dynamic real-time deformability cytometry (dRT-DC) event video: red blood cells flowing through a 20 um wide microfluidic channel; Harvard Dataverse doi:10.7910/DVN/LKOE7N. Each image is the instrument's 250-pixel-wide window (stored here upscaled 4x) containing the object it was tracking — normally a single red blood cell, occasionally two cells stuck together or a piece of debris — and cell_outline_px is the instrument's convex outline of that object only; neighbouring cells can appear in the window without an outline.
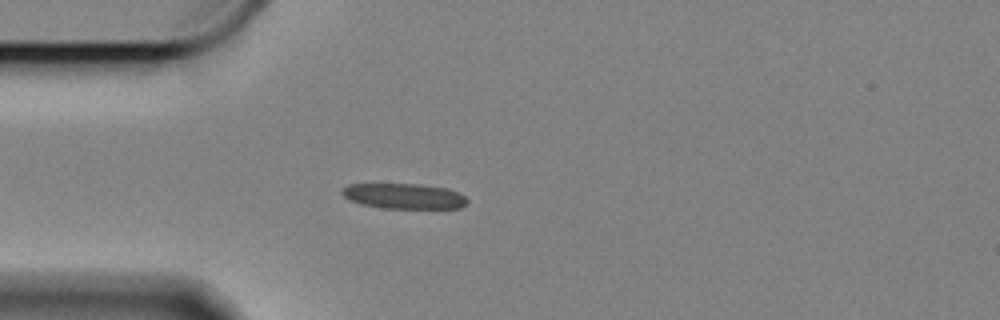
{"species": "Egyptian fruit bat (a non-hibernating species)", "species_latin": "Rousettus aegyptiacus", "temperature_condition": "cold", "stored_images_in_passage": 45, "camera_frame_rate_fps": 3000, "um_per_image_px": 0.085, "animal": {"sex": "female"}, "frame": {"image": 1, "passage_image": 1, "time_ms": 0.0, "image_size_px": [1000, 320], "cell_outline_px": [[468, 204], [460, 208], [380, 208], [360, 204], [348, 200], [340, 192], [348, 184], [416, 184], [448, 188], [460, 192], [468, 200]], "centroid_in_image_um": [34.35, 16.67], "position_along_channel_um": 50.6, "area_um2": 18.67}}
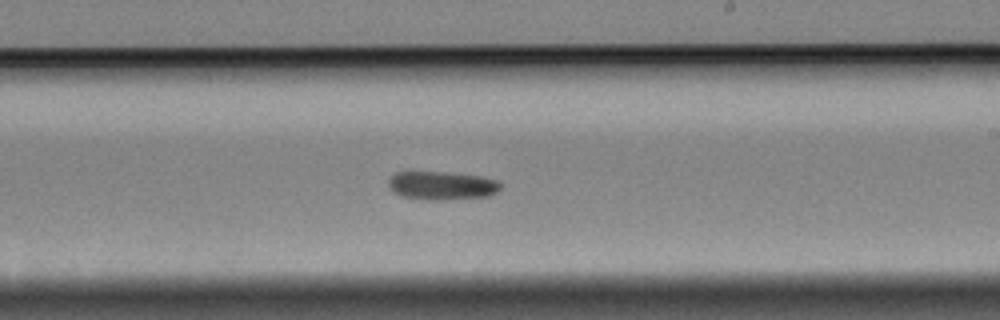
{"frame": {"image": 2, "passage_image": 20, "time_ms": 6.333, "image_size_px": [1000, 320], "cell_outline_px": [[500, 188], [496, 192], [488, 196], [444, 200], [428, 200], [400, 196], [392, 192], [388, 184], [388, 180], [396, 172], [444, 172], [480, 176], [496, 180], [500, 184]], "centroid_in_image_um": [37.52, 15.78], "position_along_channel_um": 251.5, "area_um2": 18.55}}
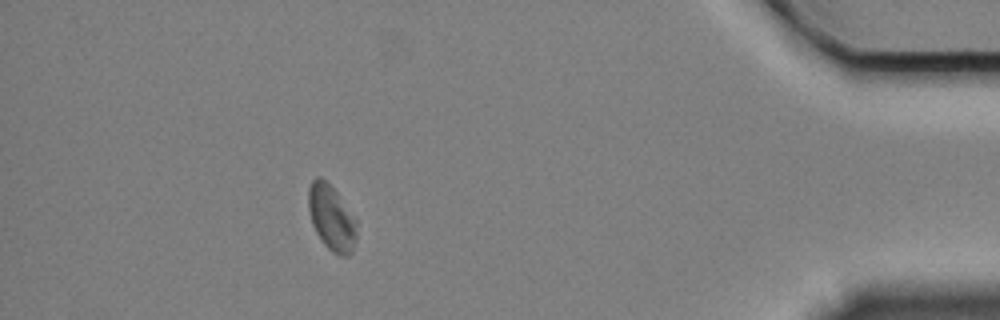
{"frame": {"image": 3, "passage_image": 39, "time_ms": 12.667, "image_size_px": [1000, 320], "cell_outline_px": [[356, 240], [352, 252], [348, 256], [340, 256], [332, 252], [320, 240], [312, 224], [308, 208], [308, 188], [312, 180], [316, 176], [320, 176], [336, 192], [356, 220]], "centroid_in_image_um": [28.16, 18.54], "position_along_channel_um": 407.0, "area_um2": 18.32}, "authors_computed_cell_mechanics": {"area_um2": 18.3804, "velocity_mm_per_s": 3.2891, "shape_relaxation_time_tau1_ms": 4.7211, "shape_relaxation_time_tau2_ms": null, "deformation_change_tau1": 0.1474, "deformation_change_tau2": null}}